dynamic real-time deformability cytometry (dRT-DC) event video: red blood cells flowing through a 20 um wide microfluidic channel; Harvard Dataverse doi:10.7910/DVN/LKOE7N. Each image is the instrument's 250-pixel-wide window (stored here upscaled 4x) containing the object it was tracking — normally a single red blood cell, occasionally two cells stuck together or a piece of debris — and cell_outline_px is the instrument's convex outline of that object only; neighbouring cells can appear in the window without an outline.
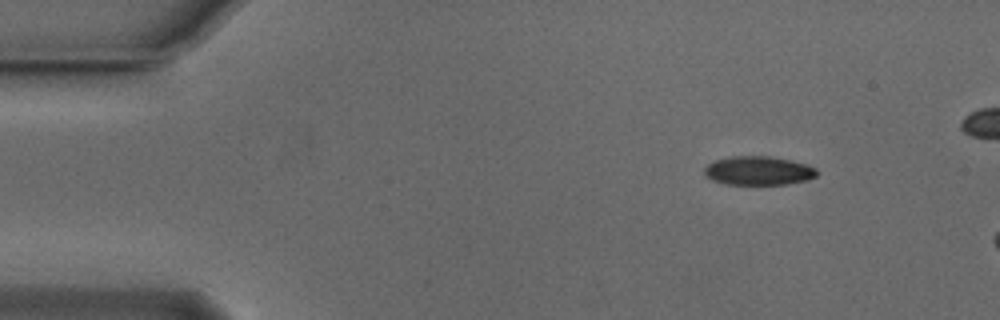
{"species": "Egyptian fruit bat (a non-hibernating species)", "species_latin": "Rousettus aegyptiacus", "temperature_condition": "cold", "stored_images_in_passage": 7, "camera_frame_rate_fps": 3000, "um_per_image_px": 0.085, "animal": {"sex": "male"}, "frame": {"image": 1, "passage_image": 1, "time_ms": 0.0, "image_size_px": [1000, 320], "cell_outline_px": [[816, 176], [804, 180], [784, 184], [724, 184], [712, 180], [704, 176], [704, 168], [708, 164], [716, 160], [732, 156], [768, 156], [788, 160], [804, 164], [816, 168]], "centroid_in_image_um": [64.39, 14.51], "position_along_channel_um": 20.6, "area_um2": 18.61}}